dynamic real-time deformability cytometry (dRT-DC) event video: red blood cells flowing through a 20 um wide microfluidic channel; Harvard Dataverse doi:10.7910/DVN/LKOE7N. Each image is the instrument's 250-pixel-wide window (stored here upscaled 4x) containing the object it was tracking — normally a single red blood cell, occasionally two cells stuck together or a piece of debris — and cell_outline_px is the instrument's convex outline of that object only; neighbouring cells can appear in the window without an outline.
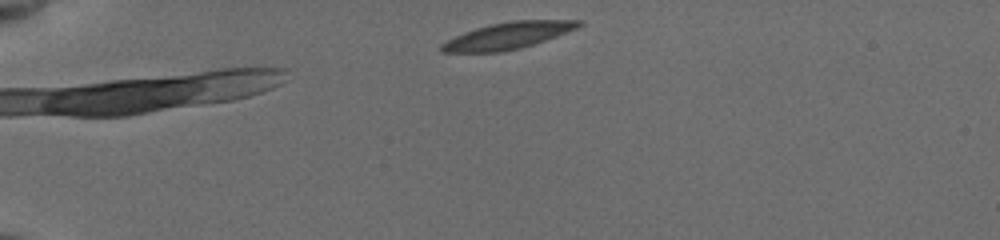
{"species": "common noctule bat (a hibernating species)", "species_latin": "Nyctalus noctula", "temperature_condition": "cold", "stored_images_in_passage": 31, "camera_frame_rate_fps": 3000, "um_per_image_px": 0.085, "animal": {"sex": "female", "body_mass_g": 19.5, "forearm_length_mm": 54.1}, "frame": {"image": 1, "passage_image": 1, "time_ms": 0.0, "image_size_px": [1000, 240], "cell_outline_px": [[584, 24], [576, 28], [556, 36], [520, 48], [500, 52], [440, 52], [440, 44], [464, 32], [476, 28], [492, 24], [512, 20], [584, 20]], "centroid_in_image_um": [43.17, 3.02], "position_along_channel_um": 41.8, "area_um2": 21.04}}
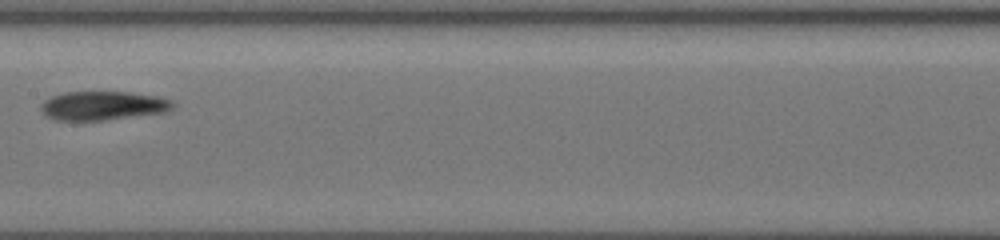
{"frame": {"image": 2, "passage_image": 13, "time_ms": 5.667, "image_size_px": [1000, 240], "cell_outline_px": [[176, 104], [172, 108], [164, 112], [104, 120], [56, 120], [48, 116], [40, 108], [40, 104], [44, 100], [52, 96], [64, 92], [128, 92], [160, 96], [172, 100]], "centroid_in_image_um": [8.77, 8.97], "position_along_channel_um": 198.6, "area_um2": 22.14}}
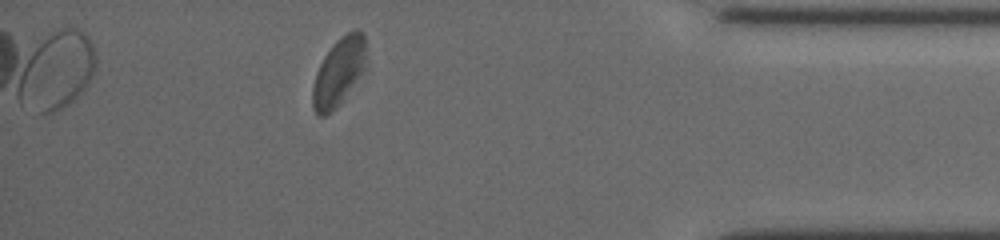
{"frame": {"image": 3, "passage_image": 26, "time_ms": 12.0, "image_size_px": [1000, 240], "cell_outline_px": [[364, 68], [332, 112], [324, 116], [316, 116], [312, 108], [312, 88], [316, 72], [324, 56], [332, 44], [340, 36], [356, 28], [364, 36]], "centroid_in_image_um": [28.72, 6.12], "position_along_channel_um": 406.5, "area_um2": 20.58}, "authors_computed_cell_mechanics": {"area_um2": 21.9062, "velocity_mm_per_s": 3.7522, "shape_relaxation_time_tau1_ms": 4.0166, "shape_relaxation_time_tau2_ms": 4.4933, "deformation_change_tau1": 0.1109, "deformation_change_tau2": 0.0992}}